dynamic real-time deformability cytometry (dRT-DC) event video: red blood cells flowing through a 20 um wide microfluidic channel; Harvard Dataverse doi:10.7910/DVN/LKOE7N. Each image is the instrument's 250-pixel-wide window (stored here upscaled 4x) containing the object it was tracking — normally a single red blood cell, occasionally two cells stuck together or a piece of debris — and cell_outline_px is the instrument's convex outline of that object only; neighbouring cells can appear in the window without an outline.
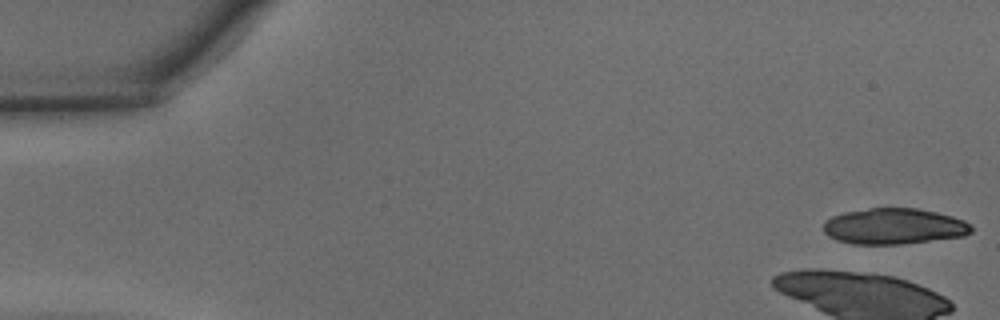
{"species": "common noctule bat (a hibernating species)", "species_latin": "Nyctalus noctula", "temperature_condition": "warm", "stored_images_in_passage": 6, "camera_frame_rate_fps": 3000, "um_per_image_px": 0.085, "animal": {"sex": "male", "body_mass_g": 15.6}, "frame": {"image": 1, "passage_image": 1, "time_ms": 0.0, "image_size_px": [1000, 320], "cell_outline_px": [[972, 232], [964, 236], [900, 244], [852, 244], [836, 240], [828, 236], [824, 232], [824, 220], [832, 216], [844, 212], [868, 208], [916, 208], [936, 212], [952, 216], [964, 220], [972, 228]], "centroid_in_image_um": [75.95, 19.23], "position_along_channel_um": 9.0, "area_um2": 30.98}}